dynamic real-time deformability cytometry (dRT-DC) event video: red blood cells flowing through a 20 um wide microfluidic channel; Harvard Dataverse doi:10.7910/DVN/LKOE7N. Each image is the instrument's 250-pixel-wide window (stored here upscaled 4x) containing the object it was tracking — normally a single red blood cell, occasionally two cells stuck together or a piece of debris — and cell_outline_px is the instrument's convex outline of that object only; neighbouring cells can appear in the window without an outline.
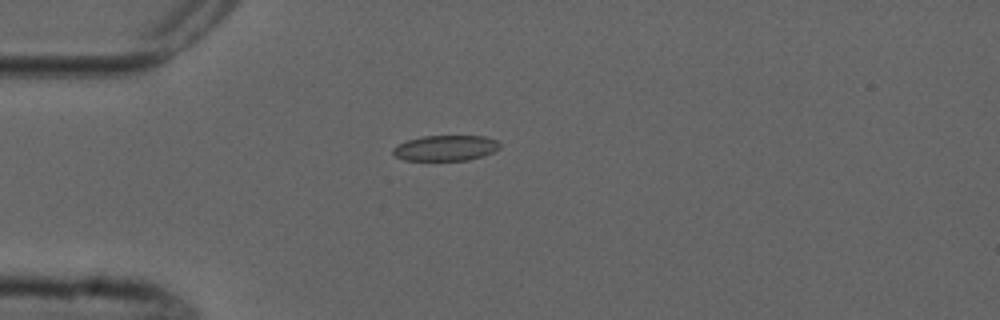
{"species": "common noctule bat (a hibernating species)", "species_latin": "Nyctalus noctula", "temperature_condition": "cold", "stored_images_in_passage": 1, "camera_frame_rate_fps": 3000, "um_per_image_px": 0.085, "animal": {"sex": "male", "forearm_length_mm": 52.5}, "frame": {"image": 1, "passage_image": 1, "time_ms": 0.0, "image_size_px": [1000, 320], "cell_outline_px": [[500, 148], [484, 156], [468, 160], [404, 160], [396, 156], [392, 152], [392, 148], [408, 140], [420, 136], [484, 136], [496, 140], [500, 144]], "centroid_in_image_um": [37.89, 12.58], "position_along_channel_um": 47.1, "area_um2": 15.84}}